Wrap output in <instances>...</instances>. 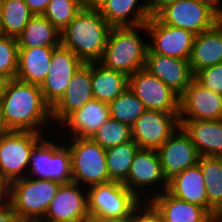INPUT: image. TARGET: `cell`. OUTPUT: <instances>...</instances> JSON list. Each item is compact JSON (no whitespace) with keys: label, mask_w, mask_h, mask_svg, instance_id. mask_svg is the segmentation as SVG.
Masks as SVG:
<instances>
[{"label":"cell","mask_w":222,"mask_h":222,"mask_svg":"<svg viewBox=\"0 0 222 222\" xmlns=\"http://www.w3.org/2000/svg\"><path fill=\"white\" fill-rule=\"evenodd\" d=\"M19 48L60 46V31L43 15H33L17 37Z\"/></svg>","instance_id":"28"},{"label":"cell","mask_w":222,"mask_h":222,"mask_svg":"<svg viewBox=\"0 0 222 222\" xmlns=\"http://www.w3.org/2000/svg\"><path fill=\"white\" fill-rule=\"evenodd\" d=\"M7 81L8 79L3 76H0V101L2 100Z\"/></svg>","instance_id":"44"},{"label":"cell","mask_w":222,"mask_h":222,"mask_svg":"<svg viewBox=\"0 0 222 222\" xmlns=\"http://www.w3.org/2000/svg\"><path fill=\"white\" fill-rule=\"evenodd\" d=\"M91 139L104 149H107L132 141V131L130 126L110 117L97 129Z\"/></svg>","instance_id":"33"},{"label":"cell","mask_w":222,"mask_h":222,"mask_svg":"<svg viewBox=\"0 0 222 222\" xmlns=\"http://www.w3.org/2000/svg\"><path fill=\"white\" fill-rule=\"evenodd\" d=\"M82 222H101V220L93 219V218H88L86 220H83Z\"/></svg>","instance_id":"48"},{"label":"cell","mask_w":222,"mask_h":222,"mask_svg":"<svg viewBox=\"0 0 222 222\" xmlns=\"http://www.w3.org/2000/svg\"><path fill=\"white\" fill-rule=\"evenodd\" d=\"M204 180L200 166L197 164L181 171L168 183L166 191L172 196L199 205L208 211Z\"/></svg>","instance_id":"26"},{"label":"cell","mask_w":222,"mask_h":222,"mask_svg":"<svg viewBox=\"0 0 222 222\" xmlns=\"http://www.w3.org/2000/svg\"><path fill=\"white\" fill-rule=\"evenodd\" d=\"M219 14H222V4H221V8H220V13Z\"/></svg>","instance_id":"52"},{"label":"cell","mask_w":222,"mask_h":222,"mask_svg":"<svg viewBox=\"0 0 222 222\" xmlns=\"http://www.w3.org/2000/svg\"><path fill=\"white\" fill-rule=\"evenodd\" d=\"M10 131V129L6 126L4 117L0 108V140Z\"/></svg>","instance_id":"43"},{"label":"cell","mask_w":222,"mask_h":222,"mask_svg":"<svg viewBox=\"0 0 222 222\" xmlns=\"http://www.w3.org/2000/svg\"><path fill=\"white\" fill-rule=\"evenodd\" d=\"M160 222H167L162 218L161 214H160Z\"/></svg>","instance_id":"51"},{"label":"cell","mask_w":222,"mask_h":222,"mask_svg":"<svg viewBox=\"0 0 222 222\" xmlns=\"http://www.w3.org/2000/svg\"><path fill=\"white\" fill-rule=\"evenodd\" d=\"M58 46L19 48L16 79L41 86L46 79L52 52Z\"/></svg>","instance_id":"24"},{"label":"cell","mask_w":222,"mask_h":222,"mask_svg":"<svg viewBox=\"0 0 222 222\" xmlns=\"http://www.w3.org/2000/svg\"><path fill=\"white\" fill-rule=\"evenodd\" d=\"M198 165L205 179L208 212L217 220L222 212V157L200 156Z\"/></svg>","instance_id":"29"},{"label":"cell","mask_w":222,"mask_h":222,"mask_svg":"<svg viewBox=\"0 0 222 222\" xmlns=\"http://www.w3.org/2000/svg\"><path fill=\"white\" fill-rule=\"evenodd\" d=\"M101 222H129V218H126V219H109V220H101Z\"/></svg>","instance_id":"46"},{"label":"cell","mask_w":222,"mask_h":222,"mask_svg":"<svg viewBox=\"0 0 222 222\" xmlns=\"http://www.w3.org/2000/svg\"><path fill=\"white\" fill-rule=\"evenodd\" d=\"M179 122L200 156L222 157V119Z\"/></svg>","instance_id":"22"},{"label":"cell","mask_w":222,"mask_h":222,"mask_svg":"<svg viewBox=\"0 0 222 222\" xmlns=\"http://www.w3.org/2000/svg\"><path fill=\"white\" fill-rule=\"evenodd\" d=\"M18 53L17 38L0 34V76L8 80L16 77Z\"/></svg>","instance_id":"35"},{"label":"cell","mask_w":222,"mask_h":222,"mask_svg":"<svg viewBox=\"0 0 222 222\" xmlns=\"http://www.w3.org/2000/svg\"><path fill=\"white\" fill-rule=\"evenodd\" d=\"M92 99L91 63H83L73 74L65 94L52 107V120L56 129L71 113Z\"/></svg>","instance_id":"18"},{"label":"cell","mask_w":222,"mask_h":222,"mask_svg":"<svg viewBox=\"0 0 222 222\" xmlns=\"http://www.w3.org/2000/svg\"><path fill=\"white\" fill-rule=\"evenodd\" d=\"M145 25L151 52L178 59L190 58L195 34L164 24L156 16L150 17Z\"/></svg>","instance_id":"12"},{"label":"cell","mask_w":222,"mask_h":222,"mask_svg":"<svg viewBox=\"0 0 222 222\" xmlns=\"http://www.w3.org/2000/svg\"><path fill=\"white\" fill-rule=\"evenodd\" d=\"M123 184L141 201H150L164 192L168 183L164 179L157 150L139 148Z\"/></svg>","instance_id":"10"},{"label":"cell","mask_w":222,"mask_h":222,"mask_svg":"<svg viewBox=\"0 0 222 222\" xmlns=\"http://www.w3.org/2000/svg\"><path fill=\"white\" fill-rule=\"evenodd\" d=\"M219 23L222 25V14H219Z\"/></svg>","instance_id":"50"},{"label":"cell","mask_w":222,"mask_h":222,"mask_svg":"<svg viewBox=\"0 0 222 222\" xmlns=\"http://www.w3.org/2000/svg\"><path fill=\"white\" fill-rule=\"evenodd\" d=\"M145 37L148 39L145 24L135 27H112L99 63L129 77L145 67L148 50Z\"/></svg>","instance_id":"3"},{"label":"cell","mask_w":222,"mask_h":222,"mask_svg":"<svg viewBox=\"0 0 222 222\" xmlns=\"http://www.w3.org/2000/svg\"><path fill=\"white\" fill-rule=\"evenodd\" d=\"M15 222H43L40 219H20L17 218Z\"/></svg>","instance_id":"45"},{"label":"cell","mask_w":222,"mask_h":222,"mask_svg":"<svg viewBox=\"0 0 222 222\" xmlns=\"http://www.w3.org/2000/svg\"><path fill=\"white\" fill-rule=\"evenodd\" d=\"M61 184L26 176L8 184V201L18 218L42 220Z\"/></svg>","instance_id":"4"},{"label":"cell","mask_w":222,"mask_h":222,"mask_svg":"<svg viewBox=\"0 0 222 222\" xmlns=\"http://www.w3.org/2000/svg\"><path fill=\"white\" fill-rule=\"evenodd\" d=\"M179 96L191 84L194 74L189 59H178L151 52L146 54L145 67Z\"/></svg>","instance_id":"19"},{"label":"cell","mask_w":222,"mask_h":222,"mask_svg":"<svg viewBox=\"0 0 222 222\" xmlns=\"http://www.w3.org/2000/svg\"><path fill=\"white\" fill-rule=\"evenodd\" d=\"M33 15L24 0H0V34L17 38Z\"/></svg>","instance_id":"30"},{"label":"cell","mask_w":222,"mask_h":222,"mask_svg":"<svg viewBox=\"0 0 222 222\" xmlns=\"http://www.w3.org/2000/svg\"><path fill=\"white\" fill-rule=\"evenodd\" d=\"M81 9L80 0H51L43 15L61 31Z\"/></svg>","instance_id":"34"},{"label":"cell","mask_w":222,"mask_h":222,"mask_svg":"<svg viewBox=\"0 0 222 222\" xmlns=\"http://www.w3.org/2000/svg\"><path fill=\"white\" fill-rule=\"evenodd\" d=\"M110 118L108 103L97 99L90 100L81 109L71 113L57 128L64 138H91ZM64 127V128H63Z\"/></svg>","instance_id":"20"},{"label":"cell","mask_w":222,"mask_h":222,"mask_svg":"<svg viewBox=\"0 0 222 222\" xmlns=\"http://www.w3.org/2000/svg\"><path fill=\"white\" fill-rule=\"evenodd\" d=\"M194 79L209 90L222 94V63L198 70Z\"/></svg>","instance_id":"36"},{"label":"cell","mask_w":222,"mask_h":222,"mask_svg":"<svg viewBox=\"0 0 222 222\" xmlns=\"http://www.w3.org/2000/svg\"><path fill=\"white\" fill-rule=\"evenodd\" d=\"M179 126V113L147 109L131 127L132 140L139 148L158 150Z\"/></svg>","instance_id":"13"},{"label":"cell","mask_w":222,"mask_h":222,"mask_svg":"<svg viewBox=\"0 0 222 222\" xmlns=\"http://www.w3.org/2000/svg\"><path fill=\"white\" fill-rule=\"evenodd\" d=\"M88 212L97 220L126 219L141 200L123 183L109 181L87 188Z\"/></svg>","instance_id":"6"},{"label":"cell","mask_w":222,"mask_h":222,"mask_svg":"<svg viewBox=\"0 0 222 222\" xmlns=\"http://www.w3.org/2000/svg\"><path fill=\"white\" fill-rule=\"evenodd\" d=\"M157 153L167 183L181 171L197 165L200 158L197 148L181 126L158 148Z\"/></svg>","instance_id":"14"},{"label":"cell","mask_w":222,"mask_h":222,"mask_svg":"<svg viewBox=\"0 0 222 222\" xmlns=\"http://www.w3.org/2000/svg\"><path fill=\"white\" fill-rule=\"evenodd\" d=\"M217 222H222V212L218 215Z\"/></svg>","instance_id":"49"},{"label":"cell","mask_w":222,"mask_h":222,"mask_svg":"<svg viewBox=\"0 0 222 222\" xmlns=\"http://www.w3.org/2000/svg\"><path fill=\"white\" fill-rule=\"evenodd\" d=\"M138 149V145L133 140L105 149L109 181L119 183L126 181Z\"/></svg>","instance_id":"31"},{"label":"cell","mask_w":222,"mask_h":222,"mask_svg":"<svg viewBox=\"0 0 222 222\" xmlns=\"http://www.w3.org/2000/svg\"><path fill=\"white\" fill-rule=\"evenodd\" d=\"M111 27H135L149 19L147 0H106L99 9Z\"/></svg>","instance_id":"23"},{"label":"cell","mask_w":222,"mask_h":222,"mask_svg":"<svg viewBox=\"0 0 222 222\" xmlns=\"http://www.w3.org/2000/svg\"><path fill=\"white\" fill-rule=\"evenodd\" d=\"M45 134L10 130L0 140V174L10 184L27 176L30 157Z\"/></svg>","instance_id":"9"},{"label":"cell","mask_w":222,"mask_h":222,"mask_svg":"<svg viewBox=\"0 0 222 222\" xmlns=\"http://www.w3.org/2000/svg\"><path fill=\"white\" fill-rule=\"evenodd\" d=\"M53 136H45L33 149L30 157L28 177L55 180L61 183L72 182L71 154L68 145L60 144ZM49 138V139H48ZM51 140V141H50ZM59 142V143H58Z\"/></svg>","instance_id":"7"},{"label":"cell","mask_w":222,"mask_h":222,"mask_svg":"<svg viewBox=\"0 0 222 222\" xmlns=\"http://www.w3.org/2000/svg\"><path fill=\"white\" fill-rule=\"evenodd\" d=\"M189 62L193 74L202 68L222 63V25L219 22L195 36Z\"/></svg>","instance_id":"25"},{"label":"cell","mask_w":222,"mask_h":222,"mask_svg":"<svg viewBox=\"0 0 222 222\" xmlns=\"http://www.w3.org/2000/svg\"><path fill=\"white\" fill-rule=\"evenodd\" d=\"M221 4L198 0H177L162 9L156 17L164 24L198 35L210 30L219 22Z\"/></svg>","instance_id":"8"},{"label":"cell","mask_w":222,"mask_h":222,"mask_svg":"<svg viewBox=\"0 0 222 222\" xmlns=\"http://www.w3.org/2000/svg\"><path fill=\"white\" fill-rule=\"evenodd\" d=\"M88 218L87 189L69 182L60 185L42 221L81 222Z\"/></svg>","instance_id":"16"},{"label":"cell","mask_w":222,"mask_h":222,"mask_svg":"<svg viewBox=\"0 0 222 222\" xmlns=\"http://www.w3.org/2000/svg\"><path fill=\"white\" fill-rule=\"evenodd\" d=\"M8 200V183L0 174V203Z\"/></svg>","instance_id":"42"},{"label":"cell","mask_w":222,"mask_h":222,"mask_svg":"<svg viewBox=\"0 0 222 222\" xmlns=\"http://www.w3.org/2000/svg\"><path fill=\"white\" fill-rule=\"evenodd\" d=\"M207 3H222V0H198Z\"/></svg>","instance_id":"47"},{"label":"cell","mask_w":222,"mask_h":222,"mask_svg":"<svg viewBox=\"0 0 222 222\" xmlns=\"http://www.w3.org/2000/svg\"><path fill=\"white\" fill-rule=\"evenodd\" d=\"M150 202L167 222H217L205 208L172 196L166 190Z\"/></svg>","instance_id":"21"},{"label":"cell","mask_w":222,"mask_h":222,"mask_svg":"<svg viewBox=\"0 0 222 222\" xmlns=\"http://www.w3.org/2000/svg\"><path fill=\"white\" fill-rule=\"evenodd\" d=\"M0 108L6 126L14 131L53 133L52 107L44 100L40 86L9 79L6 83ZM50 124V125H49ZM49 125V126H48ZM45 127V128H44Z\"/></svg>","instance_id":"1"},{"label":"cell","mask_w":222,"mask_h":222,"mask_svg":"<svg viewBox=\"0 0 222 222\" xmlns=\"http://www.w3.org/2000/svg\"><path fill=\"white\" fill-rule=\"evenodd\" d=\"M29 10L35 14H43L51 0H24Z\"/></svg>","instance_id":"40"},{"label":"cell","mask_w":222,"mask_h":222,"mask_svg":"<svg viewBox=\"0 0 222 222\" xmlns=\"http://www.w3.org/2000/svg\"><path fill=\"white\" fill-rule=\"evenodd\" d=\"M106 0H80L82 9L99 10Z\"/></svg>","instance_id":"41"},{"label":"cell","mask_w":222,"mask_h":222,"mask_svg":"<svg viewBox=\"0 0 222 222\" xmlns=\"http://www.w3.org/2000/svg\"><path fill=\"white\" fill-rule=\"evenodd\" d=\"M111 28L99 10L81 9L60 31V45L70 49L83 63L99 62Z\"/></svg>","instance_id":"2"},{"label":"cell","mask_w":222,"mask_h":222,"mask_svg":"<svg viewBox=\"0 0 222 222\" xmlns=\"http://www.w3.org/2000/svg\"><path fill=\"white\" fill-rule=\"evenodd\" d=\"M108 105L110 117L130 127L147 110L145 105L129 88Z\"/></svg>","instance_id":"32"},{"label":"cell","mask_w":222,"mask_h":222,"mask_svg":"<svg viewBox=\"0 0 222 222\" xmlns=\"http://www.w3.org/2000/svg\"><path fill=\"white\" fill-rule=\"evenodd\" d=\"M17 218L8 200L0 203V222H15Z\"/></svg>","instance_id":"38"},{"label":"cell","mask_w":222,"mask_h":222,"mask_svg":"<svg viewBox=\"0 0 222 222\" xmlns=\"http://www.w3.org/2000/svg\"><path fill=\"white\" fill-rule=\"evenodd\" d=\"M91 81L94 99L111 103L128 88V76L91 62Z\"/></svg>","instance_id":"27"},{"label":"cell","mask_w":222,"mask_h":222,"mask_svg":"<svg viewBox=\"0 0 222 222\" xmlns=\"http://www.w3.org/2000/svg\"><path fill=\"white\" fill-rule=\"evenodd\" d=\"M222 119V94L200 85L195 79L179 96V120Z\"/></svg>","instance_id":"17"},{"label":"cell","mask_w":222,"mask_h":222,"mask_svg":"<svg viewBox=\"0 0 222 222\" xmlns=\"http://www.w3.org/2000/svg\"><path fill=\"white\" fill-rule=\"evenodd\" d=\"M62 140L70 149L72 182L86 189L109 182L106 150L103 147L91 138H63Z\"/></svg>","instance_id":"5"},{"label":"cell","mask_w":222,"mask_h":222,"mask_svg":"<svg viewBox=\"0 0 222 222\" xmlns=\"http://www.w3.org/2000/svg\"><path fill=\"white\" fill-rule=\"evenodd\" d=\"M129 222H160V213L150 201H141L131 212Z\"/></svg>","instance_id":"37"},{"label":"cell","mask_w":222,"mask_h":222,"mask_svg":"<svg viewBox=\"0 0 222 222\" xmlns=\"http://www.w3.org/2000/svg\"><path fill=\"white\" fill-rule=\"evenodd\" d=\"M82 64L70 49L60 45L53 50L46 79L40 86L44 100L51 107L65 94L73 74Z\"/></svg>","instance_id":"15"},{"label":"cell","mask_w":222,"mask_h":222,"mask_svg":"<svg viewBox=\"0 0 222 222\" xmlns=\"http://www.w3.org/2000/svg\"><path fill=\"white\" fill-rule=\"evenodd\" d=\"M128 88L148 110L179 113V95L145 68L128 77Z\"/></svg>","instance_id":"11"},{"label":"cell","mask_w":222,"mask_h":222,"mask_svg":"<svg viewBox=\"0 0 222 222\" xmlns=\"http://www.w3.org/2000/svg\"><path fill=\"white\" fill-rule=\"evenodd\" d=\"M176 1L177 0H147L150 17H155L162 9Z\"/></svg>","instance_id":"39"}]
</instances>
